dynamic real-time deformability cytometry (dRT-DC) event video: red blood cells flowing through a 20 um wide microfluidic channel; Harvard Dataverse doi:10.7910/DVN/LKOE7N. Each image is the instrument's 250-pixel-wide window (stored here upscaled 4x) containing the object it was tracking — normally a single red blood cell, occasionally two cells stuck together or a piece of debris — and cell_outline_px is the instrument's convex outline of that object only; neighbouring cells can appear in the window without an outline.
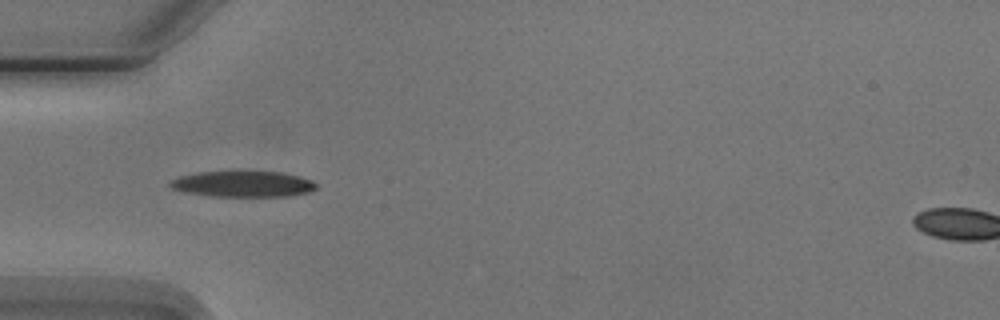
{"species": "Egyptian fruit bat (a non-hibernating species)", "species_latin": "Rousettus aegyptiacus", "temperature_condition": "cold", "stored_images_in_passage": 8, "camera_frame_rate_fps": 3000, "um_per_image_px": 0.085, "animal": {"sex": "male"}, "frame": {"image": 1, "passage_image": 4, "time_ms": 4.333, "image_size_px": [1000, 320], "cell_outline_px": [[316, 188], [312, 192], [288, 196], [208, 196], [184, 192], [172, 188], [168, 184], [172, 180], [180, 176], [200, 172], [280, 172], [312, 180], [316, 184]], "centroid_in_image_um": [20.66, 15.65], "position_along_channel_um": 64.3, "area_um2": 21.85}}
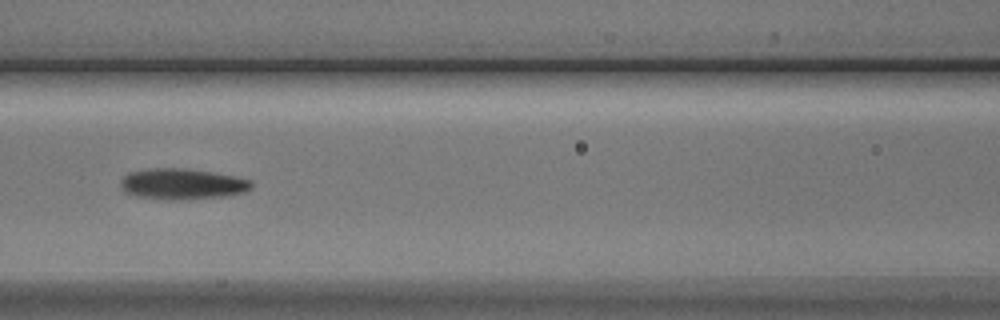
{"frame": {"image": 2, "passage_image": 6, "time_ms": 6.667, "image_size_px": [1000, 320], "cell_outline_px": [[252, 188], [244, 192], [228, 196], [180, 200], [168, 200], [136, 196], [124, 192], [120, 184], [120, 180], [128, 172], [148, 168], [184, 168], [212, 172], [252, 180]], "centroid_in_image_um": [15.47, 15.64], "position_along_channel_um": 151.1, "area_um2": 23.76}}
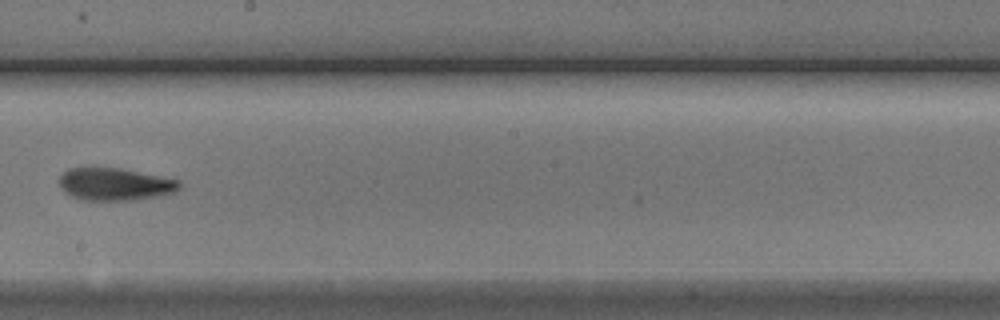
{"frame": {"image": 3, "passage_image": 8, "time_ms": 9.0, "image_size_px": [1000, 320], "cell_outline_px": [[180, 188], [176, 192], [160, 196], [136, 200], [80, 200], [64, 192], [60, 184], [60, 176], [64, 172], [72, 168], [120, 168], [180, 180]], "centroid_in_image_um": [9.8, 15.67], "position_along_channel_um": 238.4, "area_um2": 22.72}}